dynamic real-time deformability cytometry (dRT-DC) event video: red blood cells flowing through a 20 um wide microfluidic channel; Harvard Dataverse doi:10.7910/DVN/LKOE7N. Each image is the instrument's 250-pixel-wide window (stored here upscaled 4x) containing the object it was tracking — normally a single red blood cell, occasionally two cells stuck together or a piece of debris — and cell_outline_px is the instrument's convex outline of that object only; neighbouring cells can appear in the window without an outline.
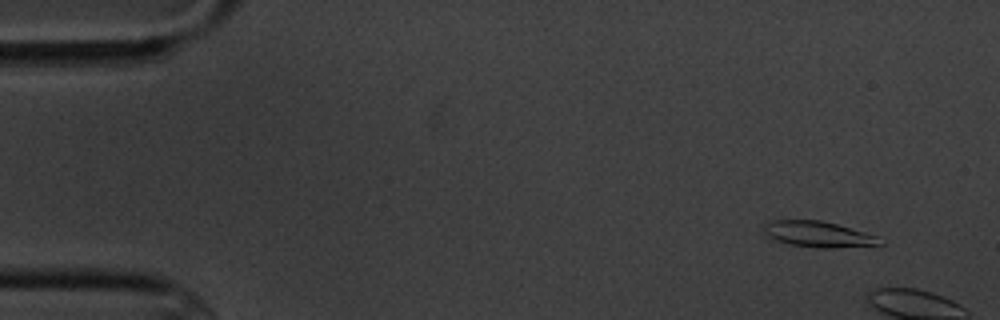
{"species": "common noctule bat (a hibernating species)", "species_latin": "Nyctalus noctula", "temperature_condition": "cold", "stored_images_in_passage": 3, "camera_frame_rate_fps": 3000, "um_per_image_px": 0.085, "animal": {"sex": "male", "body_mass_g": 20.1, "forearm_length_mm": 53.5}, "frame": {"image": 1, "passage_image": 1, "time_ms": 0.0, "image_size_px": [1000, 320], "cell_outline_px": [[884, 244], [832, 248], [816, 248], [792, 244], [776, 240], [768, 236], [764, 232], [764, 224], [772, 220], [820, 220], [836, 224], [880, 236]], "centroid_in_image_um": [69.59, 19.91], "position_along_channel_um": 15.4, "area_um2": 17.4}}